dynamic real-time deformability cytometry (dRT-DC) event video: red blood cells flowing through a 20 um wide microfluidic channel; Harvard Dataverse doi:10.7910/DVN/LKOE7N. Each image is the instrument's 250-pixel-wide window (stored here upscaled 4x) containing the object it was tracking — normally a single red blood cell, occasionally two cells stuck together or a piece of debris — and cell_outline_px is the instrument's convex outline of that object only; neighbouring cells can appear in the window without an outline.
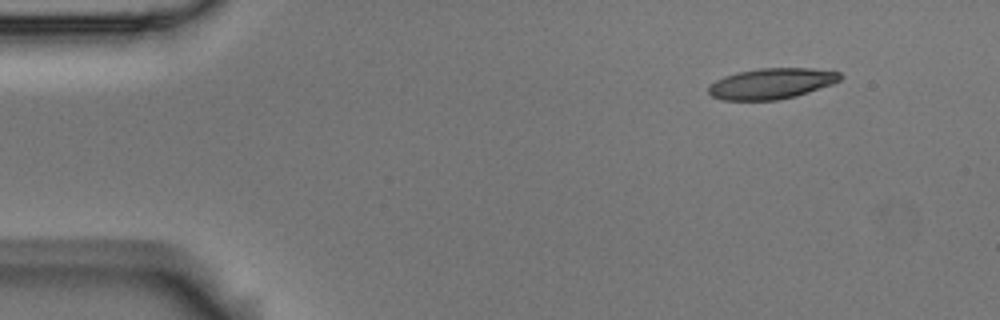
{"species": "Egyptian fruit bat (a non-hibernating species)", "species_latin": "Rousettus aegyptiacus", "temperature_condition": "room temperature", "stored_images_in_passage": 7, "camera_frame_rate_fps": 3000, "um_per_image_px": 0.085, "animal": {"sex": "male"}, "frame": {"image": 1, "passage_image": 1, "time_ms": 0.0, "image_size_px": [1000, 320], "cell_outline_px": [[840, 80], [832, 84], [796, 96], [776, 100], [724, 100], [712, 96], [708, 92], [708, 88], [716, 80], [724, 76], [740, 72], [760, 68], [812, 68], [840, 72]], "centroid_in_image_um": [65.58, 7.1], "position_along_channel_um": 19.4, "area_um2": 23.35}}